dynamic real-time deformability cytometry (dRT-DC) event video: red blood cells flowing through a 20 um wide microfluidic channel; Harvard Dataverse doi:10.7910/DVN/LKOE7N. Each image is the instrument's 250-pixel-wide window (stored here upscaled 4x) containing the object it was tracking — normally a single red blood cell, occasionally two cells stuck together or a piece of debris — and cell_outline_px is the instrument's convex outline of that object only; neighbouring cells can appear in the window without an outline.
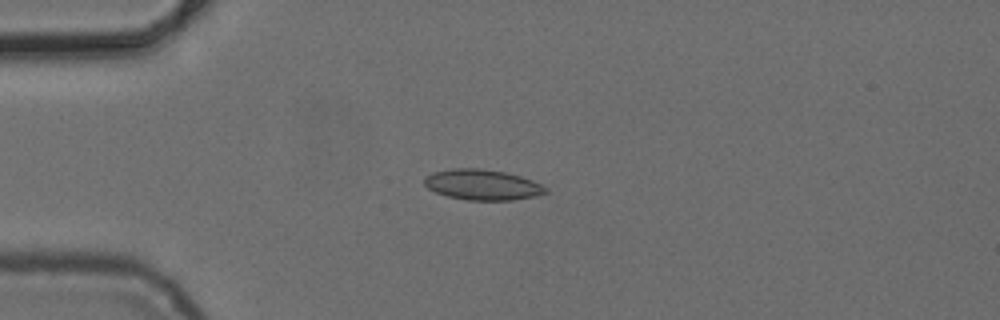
{"species": "common noctule bat (a hibernating species)", "species_latin": "Nyctalus noctula", "temperature_condition": "cold", "stored_images_in_passage": 3, "camera_frame_rate_fps": 3000, "um_per_image_px": 0.085, "animal": {"sex": "female", "body_mass_g": 24.6, "forearm_length_mm": 56.2}, "frame": {"image": 1, "passage_image": 3, "time_ms": 2.333, "image_size_px": [1000, 320], "cell_outline_px": [[548, 192], [536, 196], [512, 200], [468, 200], [448, 196], [436, 192], [428, 188], [424, 184], [424, 176], [432, 172], [452, 168], [480, 168], [504, 172], [520, 176], [532, 180], [548, 188]], "centroid_in_image_um": [40.99, 15.7], "position_along_channel_um": 44.0, "area_um2": 21.62}}